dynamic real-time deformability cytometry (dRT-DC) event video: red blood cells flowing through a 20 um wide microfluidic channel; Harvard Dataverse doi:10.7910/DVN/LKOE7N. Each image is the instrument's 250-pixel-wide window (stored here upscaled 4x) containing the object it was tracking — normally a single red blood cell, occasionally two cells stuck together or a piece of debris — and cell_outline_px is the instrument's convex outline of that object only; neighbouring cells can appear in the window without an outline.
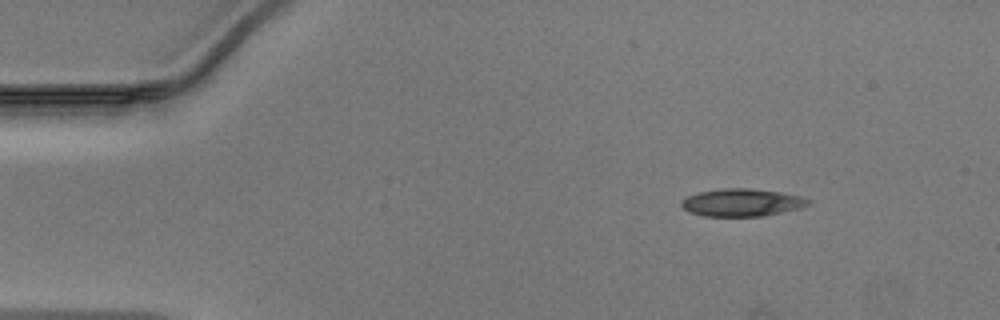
{"species": "Egyptian fruit bat (a non-hibernating species)", "species_latin": "Rousettus aegyptiacus", "temperature_condition": "warm", "stored_images_in_passage": 8, "camera_frame_rate_fps": 3000, "um_per_image_px": 0.085, "animal": {"sex": "male"}, "frame": {"image": 1, "passage_image": 1, "time_ms": 0.0, "image_size_px": [1000, 320], "cell_outline_px": [[812, 200], [808, 204], [800, 208], [760, 216], [704, 216], [688, 212], [680, 204], [680, 200], [688, 196], [700, 192], [724, 188], [752, 188], [780, 192], [800, 196]], "centroid_in_image_um": [63.03, 17.21], "position_along_channel_um": 22.0, "area_um2": 20.29}}